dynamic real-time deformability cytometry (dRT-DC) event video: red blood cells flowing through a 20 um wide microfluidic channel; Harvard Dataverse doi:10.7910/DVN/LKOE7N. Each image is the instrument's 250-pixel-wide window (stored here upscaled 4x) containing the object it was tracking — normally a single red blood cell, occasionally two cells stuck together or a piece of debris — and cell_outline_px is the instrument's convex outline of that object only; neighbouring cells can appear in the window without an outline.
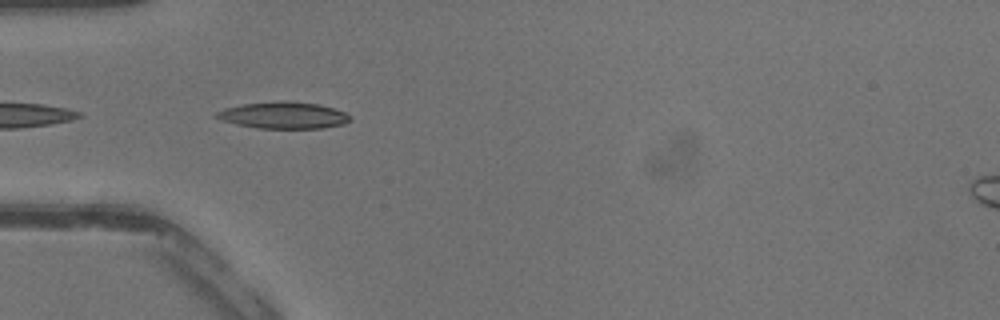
{"species": "common noctule bat (a hibernating species)", "species_latin": "Nyctalus noctula", "temperature_condition": "warm", "stored_images_in_passage": 5, "camera_frame_rate_fps": 3000, "um_per_image_px": 0.085, "animal": {"sex": "male", "body_mass_g": 13.3}, "frame": {"image": 1, "passage_image": 2, "time_ms": 0.333, "image_size_px": [1000, 320], "cell_outline_px": [[352, 120], [344, 124], [324, 128], [260, 128], [236, 124], [220, 120], [212, 116], [216, 112], [224, 108], [240, 104], [276, 100], [288, 100], [320, 104], [344, 112], [352, 116]], "centroid_in_image_um": [24.08, 9.78], "position_along_channel_um": 60.9, "area_um2": 21.21}}